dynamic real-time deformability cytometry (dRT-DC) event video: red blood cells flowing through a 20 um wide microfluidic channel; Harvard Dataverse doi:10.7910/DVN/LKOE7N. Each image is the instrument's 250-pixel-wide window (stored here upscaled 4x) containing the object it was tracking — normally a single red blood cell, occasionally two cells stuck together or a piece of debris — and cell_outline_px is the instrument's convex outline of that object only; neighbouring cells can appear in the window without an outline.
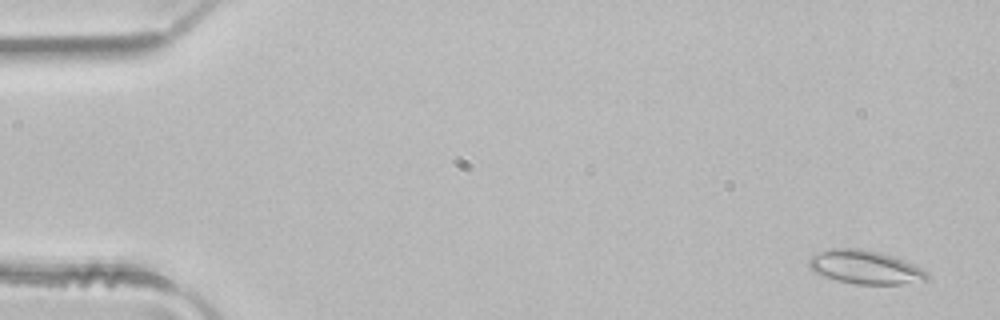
{"species": "common noctule bat (a hibernating species)", "species_latin": "Nyctalus noctula", "temperature_condition": "room temperature", "stored_images_in_passage": 4, "camera_frame_rate_fps": 3000, "um_per_image_px": 0.085, "animal": {"sex": "male", "body_mass_g": 21.5, "forearm_length_mm": 52.0}, "frame": {"image": 1, "passage_image": 1, "time_ms": 0.0, "image_size_px": [1000, 320], "cell_outline_px": [[928, 276], [924, 280], [900, 284], [856, 284], [836, 280], [824, 276], [808, 268], [808, 260], [812, 256], [820, 252], [832, 248], [860, 248], [880, 252], [904, 260], [928, 272]], "centroid_in_image_um": [73.5, 22.7], "position_along_channel_um": 11.5, "area_um2": 22.89}}
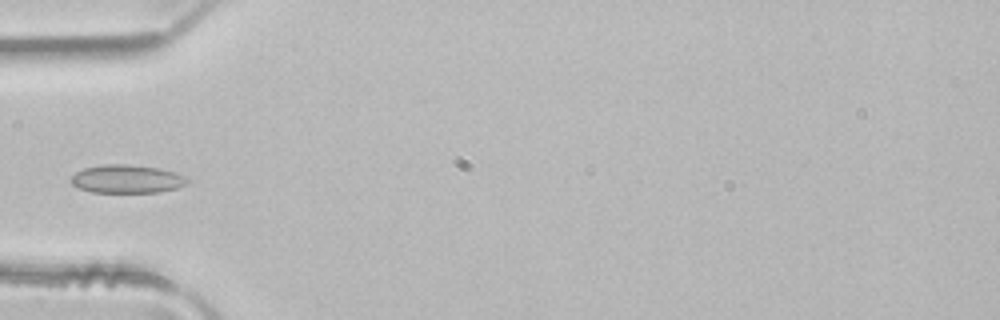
{"frame": {"image": 2, "passage_image": 4, "time_ms": 1.0, "image_size_px": [1000, 320], "cell_outline_px": [[188, 180], [184, 184], [176, 188], [160, 192], [92, 192], [80, 188], [72, 184], [72, 176], [76, 172], [84, 168], [104, 164], [128, 164], [156, 168], [172, 172], [184, 176]], "centroid_in_image_um": [10.75, 15.21], "position_along_channel_um": 74.3, "area_um2": 18.79}}